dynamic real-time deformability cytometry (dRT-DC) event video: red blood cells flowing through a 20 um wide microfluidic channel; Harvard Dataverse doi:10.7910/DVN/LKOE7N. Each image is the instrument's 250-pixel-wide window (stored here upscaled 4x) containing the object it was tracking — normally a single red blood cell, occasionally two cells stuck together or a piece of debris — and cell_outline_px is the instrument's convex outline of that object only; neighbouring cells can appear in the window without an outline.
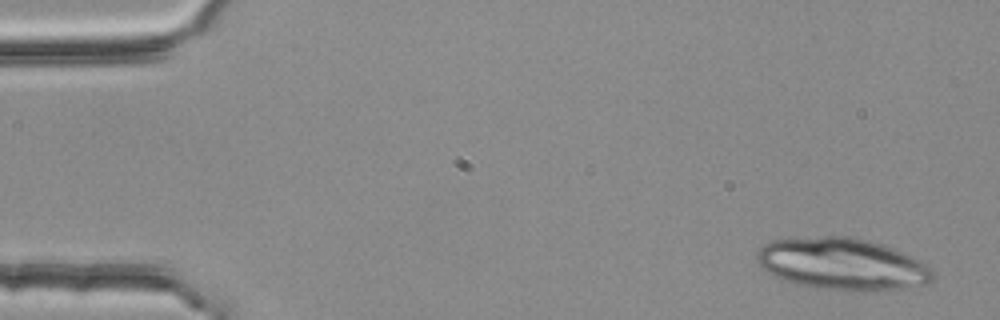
{"species": "common noctule bat (a hibernating species)", "species_latin": "Nyctalus noctula", "temperature_condition": "room temperature", "stored_images_in_passage": 4, "camera_frame_rate_fps": 3000, "um_per_image_px": 0.085, "animal": {"sex": "female", "body_mass_g": 25.1}, "frame": {"image": 1, "passage_image": 1, "time_ms": 0.0, "image_size_px": [1000, 320], "cell_outline_px": [[936, 280], [928, 284], [888, 292], [844, 292], [796, 284], [780, 280], [760, 268], [756, 260], [756, 252], [764, 244], [772, 240], [824, 236], [848, 236], [868, 240], [892, 248], [912, 256], [920, 260], [932, 268], [936, 272]], "centroid_in_image_um": [71.65, 22.49], "position_along_channel_um": 13.4, "area_um2": 54.68}}